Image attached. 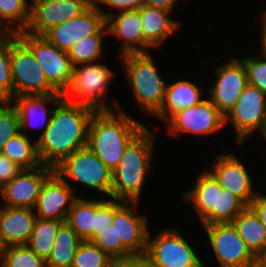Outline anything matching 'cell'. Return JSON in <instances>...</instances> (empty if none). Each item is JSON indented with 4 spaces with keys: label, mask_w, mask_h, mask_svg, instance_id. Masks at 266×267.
I'll return each instance as SVG.
<instances>
[{
    "label": "cell",
    "mask_w": 266,
    "mask_h": 267,
    "mask_svg": "<svg viewBox=\"0 0 266 267\" xmlns=\"http://www.w3.org/2000/svg\"><path fill=\"white\" fill-rule=\"evenodd\" d=\"M0 264V267H47L46 260L27 245L7 247Z\"/></svg>",
    "instance_id": "836d02e7"
},
{
    "label": "cell",
    "mask_w": 266,
    "mask_h": 267,
    "mask_svg": "<svg viewBox=\"0 0 266 267\" xmlns=\"http://www.w3.org/2000/svg\"><path fill=\"white\" fill-rule=\"evenodd\" d=\"M245 69L248 84L266 94V54L260 53L253 58H238Z\"/></svg>",
    "instance_id": "74e56055"
},
{
    "label": "cell",
    "mask_w": 266,
    "mask_h": 267,
    "mask_svg": "<svg viewBox=\"0 0 266 267\" xmlns=\"http://www.w3.org/2000/svg\"><path fill=\"white\" fill-rule=\"evenodd\" d=\"M20 132L19 113L9 100L0 104V152L5 143Z\"/></svg>",
    "instance_id": "d590c367"
},
{
    "label": "cell",
    "mask_w": 266,
    "mask_h": 267,
    "mask_svg": "<svg viewBox=\"0 0 266 267\" xmlns=\"http://www.w3.org/2000/svg\"><path fill=\"white\" fill-rule=\"evenodd\" d=\"M156 132L145 127L126 147L112 171L110 197L125 202H139L141 189L151 168Z\"/></svg>",
    "instance_id": "3957f363"
},
{
    "label": "cell",
    "mask_w": 266,
    "mask_h": 267,
    "mask_svg": "<svg viewBox=\"0 0 266 267\" xmlns=\"http://www.w3.org/2000/svg\"><path fill=\"white\" fill-rule=\"evenodd\" d=\"M121 64L140 109L154 116L162 107L167 84L162 80L157 66L148 53L119 55Z\"/></svg>",
    "instance_id": "277c9868"
},
{
    "label": "cell",
    "mask_w": 266,
    "mask_h": 267,
    "mask_svg": "<svg viewBox=\"0 0 266 267\" xmlns=\"http://www.w3.org/2000/svg\"><path fill=\"white\" fill-rule=\"evenodd\" d=\"M30 7L31 4L27 0H0V27L6 34H16L26 29L30 19ZM12 23L14 28L11 27Z\"/></svg>",
    "instance_id": "4dcf8cb0"
},
{
    "label": "cell",
    "mask_w": 266,
    "mask_h": 267,
    "mask_svg": "<svg viewBox=\"0 0 266 267\" xmlns=\"http://www.w3.org/2000/svg\"><path fill=\"white\" fill-rule=\"evenodd\" d=\"M212 169L208 170L219 182L222 188L229 189L231 193L241 199L247 206L255 199L257 191L253 188L249 171L242 161L233 154H220L215 158Z\"/></svg>",
    "instance_id": "ac0fdd59"
},
{
    "label": "cell",
    "mask_w": 266,
    "mask_h": 267,
    "mask_svg": "<svg viewBox=\"0 0 266 267\" xmlns=\"http://www.w3.org/2000/svg\"><path fill=\"white\" fill-rule=\"evenodd\" d=\"M177 2L179 0H145L144 5L171 12Z\"/></svg>",
    "instance_id": "f6af8a7d"
},
{
    "label": "cell",
    "mask_w": 266,
    "mask_h": 267,
    "mask_svg": "<svg viewBox=\"0 0 266 267\" xmlns=\"http://www.w3.org/2000/svg\"><path fill=\"white\" fill-rule=\"evenodd\" d=\"M65 222L77 233L82 241H92L94 222V200L77 197L67 213Z\"/></svg>",
    "instance_id": "f546056e"
},
{
    "label": "cell",
    "mask_w": 266,
    "mask_h": 267,
    "mask_svg": "<svg viewBox=\"0 0 266 267\" xmlns=\"http://www.w3.org/2000/svg\"><path fill=\"white\" fill-rule=\"evenodd\" d=\"M106 26V19L93 3L80 16L52 27L45 36L60 50L68 52L86 37L98 34Z\"/></svg>",
    "instance_id": "5bb4252c"
},
{
    "label": "cell",
    "mask_w": 266,
    "mask_h": 267,
    "mask_svg": "<svg viewBox=\"0 0 266 267\" xmlns=\"http://www.w3.org/2000/svg\"><path fill=\"white\" fill-rule=\"evenodd\" d=\"M195 180L193 189L185 192L182 197L184 201L193 203L202 220L213 208H216L217 180L208 169H204Z\"/></svg>",
    "instance_id": "484cf974"
},
{
    "label": "cell",
    "mask_w": 266,
    "mask_h": 267,
    "mask_svg": "<svg viewBox=\"0 0 266 267\" xmlns=\"http://www.w3.org/2000/svg\"><path fill=\"white\" fill-rule=\"evenodd\" d=\"M108 267H138V254L111 257Z\"/></svg>",
    "instance_id": "ee69618b"
},
{
    "label": "cell",
    "mask_w": 266,
    "mask_h": 267,
    "mask_svg": "<svg viewBox=\"0 0 266 267\" xmlns=\"http://www.w3.org/2000/svg\"><path fill=\"white\" fill-rule=\"evenodd\" d=\"M138 267H152L147 262L145 254H138Z\"/></svg>",
    "instance_id": "c3c4849f"
},
{
    "label": "cell",
    "mask_w": 266,
    "mask_h": 267,
    "mask_svg": "<svg viewBox=\"0 0 266 267\" xmlns=\"http://www.w3.org/2000/svg\"><path fill=\"white\" fill-rule=\"evenodd\" d=\"M214 70L217 79L209 88L208 98L226 116L248 85L246 72L242 62L236 57H231L222 67Z\"/></svg>",
    "instance_id": "9a60e30c"
},
{
    "label": "cell",
    "mask_w": 266,
    "mask_h": 267,
    "mask_svg": "<svg viewBox=\"0 0 266 267\" xmlns=\"http://www.w3.org/2000/svg\"><path fill=\"white\" fill-rule=\"evenodd\" d=\"M119 107L96 111L88 127L87 147L113 171L127 145L145 128Z\"/></svg>",
    "instance_id": "7a4b0ae2"
},
{
    "label": "cell",
    "mask_w": 266,
    "mask_h": 267,
    "mask_svg": "<svg viewBox=\"0 0 266 267\" xmlns=\"http://www.w3.org/2000/svg\"><path fill=\"white\" fill-rule=\"evenodd\" d=\"M23 169L0 152V189Z\"/></svg>",
    "instance_id": "60d3db41"
},
{
    "label": "cell",
    "mask_w": 266,
    "mask_h": 267,
    "mask_svg": "<svg viewBox=\"0 0 266 267\" xmlns=\"http://www.w3.org/2000/svg\"><path fill=\"white\" fill-rule=\"evenodd\" d=\"M91 242L102 251L106 252L110 257L133 254L122 242H117L115 224H112L108 229L102 231Z\"/></svg>",
    "instance_id": "f35d334b"
},
{
    "label": "cell",
    "mask_w": 266,
    "mask_h": 267,
    "mask_svg": "<svg viewBox=\"0 0 266 267\" xmlns=\"http://www.w3.org/2000/svg\"><path fill=\"white\" fill-rule=\"evenodd\" d=\"M93 3L96 6L103 4L121 11H128L140 9L145 4V0H93Z\"/></svg>",
    "instance_id": "b9f144b4"
},
{
    "label": "cell",
    "mask_w": 266,
    "mask_h": 267,
    "mask_svg": "<svg viewBox=\"0 0 266 267\" xmlns=\"http://www.w3.org/2000/svg\"><path fill=\"white\" fill-rule=\"evenodd\" d=\"M263 24H262V36H260V40H261V49H260V53L266 54V11L263 13Z\"/></svg>",
    "instance_id": "bcb514c9"
},
{
    "label": "cell",
    "mask_w": 266,
    "mask_h": 267,
    "mask_svg": "<svg viewBox=\"0 0 266 267\" xmlns=\"http://www.w3.org/2000/svg\"><path fill=\"white\" fill-rule=\"evenodd\" d=\"M63 223L64 221L37 217L34 230L26 245L39 257L46 260L54 245L59 227Z\"/></svg>",
    "instance_id": "1f68e13d"
},
{
    "label": "cell",
    "mask_w": 266,
    "mask_h": 267,
    "mask_svg": "<svg viewBox=\"0 0 266 267\" xmlns=\"http://www.w3.org/2000/svg\"><path fill=\"white\" fill-rule=\"evenodd\" d=\"M36 219L33 208L0 206V235L7 247L26 245Z\"/></svg>",
    "instance_id": "7402d4cb"
},
{
    "label": "cell",
    "mask_w": 266,
    "mask_h": 267,
    "mask_svg": "<svg viewBox=\"0 0 266 267\" xmlns=\"http://www.w3.org/2000/svg\"><path fill=\"white\" fill-rule=\"evenodd\" d=\"M261 135L264 137V139L266 140V110L264 113V120L260 129Z\"/></svg>",
    "instance_id": "f907efd6"
},
{
    "label": "cell",
    "mask_w": 266,
    "mask_h": 267,
    "mask_svg": "<svg viewBox=\"0 0 266 267\" xmlns=\"http://www.w3.org/2000/svg\"><path fill=\"white\" fill-rule=\"evenodd\" d=\"M81 242L77 233L64 222L59 227L52 250L46 259L47 267H72L76 250Z\"/></svg>",
    "instance_id": "4316f807"
},
{
    "label": "cell",
    "mask_w": 266,
    "mask_h": 267,
    "mask_svg": "<svg viewBox=\"0 0 266 267\" xmlns=\"http://www.w3.org/2000/svg\"><path fill=\"white\" fill-rule=\"evenodd\" d=\"M62 99L63 93L60 92L13 97L10 101L15 105L19 113L20 132L28 135V133L25 132V129H28V127L44 126L41 132L42 136L49 126L54 111V109H47L46 104L54 102L53 105L56 106Z\"/></svg>",
    "instance_id": "44dd1931"
},
{
    "label": "cell",
    "mask_w": 266,
    "mask_h": 267,
    "mask_svg": "<svg viewBox=\"0 0 266 267\" xmlns=\"http://www.w3.org/2000/svg\"><path fill=\"white\" fill-rule=\"evenodd\" d=\"M114 75L108 66L98 61L77 65L73 67L72 77L63 93V99L72 104L91 107L95 111L116 110L120 107L117 101L111 108L105 104L106 100H103Z\"/></svg>",
    "instance_id": "5b68a950"
},
{
    "label": "cell",
    "mask_w": 266,
    "mask_h": 267,
    "mask_svg": "<svg viewBox=\"0 0 266 267\" xmlns=\"http://www.w3.org/2000/svg\"><path fill=\"white\" fill-rule=\"evenodd\" d=\"M138 202L114 199V218L117 242H122L133 254H145L148 237V219L136 212Z\"/></svg>",
    "instance_id": "2e32d148"
},
{
    "label": "cell",
    "mask_w": 266,
    "mask_h": 267,
    "mask_svg": "<svg viewBox=\"0 0 266 267\" xmlns=\"http://www.w3.org/2000/svg\"><path fill=\"white\" fill-rule=\"evenodd\" d=\"M10 58L13 97L58 92L48 83L32 50L16 34H10Z\"/></svg>",
    "instance_id": "8992f818"
},
{
    "label": "cell",
    "mask_w": 266,
    "mask_h": 267,
    "mask_svg": "<svg viewBox=\"0 0 266 267\" xmlns=\"http://www.w3.org/2000/svg\"><path fill=\"white\" fill-rule=\"evenodd\" d=\"M16 35L32 50L36 61L45 72L48 83L56 91L64 93L73 73L68 52L60 50L43 35L24 31Z\"/></svg>",
    "instance_id": "9c48e42d"
},
{
    "label": "cell",
    "mask_w": 266,
    "mask_h": 267,
    "mask_svg": "<svg viewBox=\"0 0 266 267\" xmlns=\"http://www.w3.org/2000/svg\"><path fill=\"white\" fill-rule=\"evenodd\" d=\"M6 249H7V245L4 243L2 236L0 235V263L2 262Z\"/></svg>",
    "instance_id": "681fc988"
},
{
    "label": "cell",
    "mask_w": 266,
    "mask_h": 267,
    "mask_svg": "<svg viewBox=\"0 0 266 267\" xmlns=\"http://www.w3.org/2000/svg\"><path fill=\"white\" fill-rule=\"evenodd\" d=\"M266 110V94L257 87L247 85L235 106L225 116V126L232 124L238 144L261 129Z\"/></svg>",
    "instance_id": "7c38bea8"
},
{
    "label": "cell",
    "mask_w": 266,
    "mask_h": 267,
    "mask_svg": "<svg viewBox=\"0 0 266 267\" xmlns=\"http://www.w3.org/2000/svg\"><path fill=\"white\" fill-rule=\"evenodd\" d=\"M0 92L8 100L13 98L10 34H6L2 39H0Z\"/></svg>",
    "instance_id": "8d00e7d4"
},
{
    "label": "cell",
    "mask_w": 266,
    "mask_h": 267,
    "mask_svg": "<svg viewBox=\"0 0 266 267\" xmlns=\"http://www.w3.org/2000/svg\"><path fill=\"white\" fill-rule=\"evenodd\" d=\"M171 12L143 5L140 8L141 25L144 39L154 48L178 30L179 23L169 18Z\"/></svg>",
    "instance_id": "cb8c5ba5"
},
{
    "label": "cell",
    "mask_w": 266,
    "mask_h": 267,
    "mask_svg": "<svg viewBox=\"0 0 266 267\" xmlns=\"http://www.w3.org/2000/svg\"><path fill=\"white\" fill-rule=\"evenodd\" d=\"M53 172L54 168L45 165L23 169L0 189L2 206L34 208L43 183Z\"/></svg>",
    "instance_id": "e0dca14e"
},
{
    "label": "cell",
    "mask_w": 266,
    "mask_h": 267,
    "mask_svg": "<svg viewBox=\"0 0 266 267\" xmlns=\"http://www.w3.org/2000/svg\"><path fill=\"white\" fill-rule=\"evenodd\" d=\"M96 111L62 99L54 108L49 126L37 141L41 163L55 168L67 156L87 146L88 127Z\"/></svg>",
    "instance_id": "6da1fadb"
},
{
    "label": "cell",
    "mask_w": 266,
    "mask_h": 267,
    "mask_svg": "<svg viewBox=\"0 0 266 267\" xmlns=\"http://www.w3.org/2000/svg\"><path fill=\"white\" fill-rule=\"evenodd\" d=\"M166 124L174 137H177L180 132L211 135L225 126V116L210 99H204L197 106L175 112Z\"/></svg>",
    "instance_id": "4fadbf2b"
},
{
    "label": "cell",
    "mask_w": 266,
    "mask_h": 267,
    "mask_svg": "<svg viewBox=\"0 0 266 267\" xmlns=\"http://www.w3.org/2000/svg\"><path fill=\"white\" fill-rule=\"evenodd\" d=\"M6 35V32L0 27V39Z\"/></svg>",
    "instance_id": "f5cc1de1"
},
{
    "label": "cell",
    "mask_w": 266,
    "mask_h": 267,
    "mask_svg": "<svg viewBox=\"0 0 266 267\" xmlns=\"http://www.w3.org/2000/svg\"><path fill=\"white\" fill-rule=\"evenodd\" d=\"M71 187L66 179L54 171L42 185L33 208L36 216L65 222L73 201L78 197L73 194Z\"/></svg>",
    "instance_id": "d6986e66"
},
{
    "label": "cell",
    "mask_w": 266,
    "mask_h": 267,
    "mask_svg": "<svg viewBox=\"0 0 266 267\" xmlns=\"http://www.w3.org/2000/svg\"><path fill=\"white\" fill-rule=\"evenodd\" d=\"M220 267H250L256 256L250 251L232 223L204 226Z\"/></svg>",
    "instance_id": "30bf717a"
},
{
    "label": "cell",
    "mask_w": 266,
    "mask_h": 267,
    "mask_svg": "<svg viewBox=\"0 0 266 267\" xmlns=\"http://www.w3.org/2000/svg\"><path fill=\"white\" fill-rule=\"evenodd\" d=\"M108 35V28L105 26L98 34L91 35L78 42L68 51V55L73 67L97 62L102 55L103 37Z\"/></svg>",
    "instance_id": "d6a6232c"
},
{
    "label": "cell",
    "mask_w": 266,
    "mask_h": 267,
    "mask_svg": "<svg viewBox=\"0 0 266 267\" xmlns=\"http://www.w3.org/2000/svg\"><path fill=\"white\" fill-rule=\"evenodd\" d=\"M231 223L255 256L266 249V228L250 206L241 211Z\"/></svg>",
    "instance_id": "d4e9b609"
},
{
    "label": "cell",
    "mask_w": 266,
    "mask_h": 267,
    "mask_svg": "<svg viewBox=\"0 0 266 267\" xmlns=\"http://www.w3.org/2000/svg\"><path fill=\"white\" fill-rule=\"evenodd\" d=\"M110 259L92 242L82 241L76 250L72 267H108Z\"/></svg>",
    "instance_id": "e575fe53"
},
{
    "label": "cell",
    "mask_w": 266,
    "mask_h": 267,
    "mask_svg": "<svg viewBox=\"0 0 266 267\" xmlns=\"http://www.w3.org/2000/svg\"><path fill=\"white\" fill-rule=\"evenodd\" d=\"M30 19L24 30L34 35H44L52 27L80 16L93 0H31Z\"/></svg>",
    "instance_id": "8fae6325"
},
{
    "label": "cell",
    "mask_w": 266,
    "mask_h": 267,
    "mask_svg": "<svg viewBox=\"0 0 266 267\" xmlns=\"http://www.w3.org/2000/svg\"><path fill=\"white\" fill-rule=\"evenodd\" d=\"M106 19L108 34L121 38L120 55L128 53H148L152 46L144 39L141 25L140 9L119 11L117 15L104 11V7L97 6Z\"/></svg>",
    "instance_id": "ffe728a7"
},
{
    "label": "cell",
    "mask_w": 266,
    "mask_h": 267,
    "mask_svg": "<svg viewBox=\"0 0 266 267\" xmlns=\"http://www.w3.org/2000/svg\"><path fill=\"white\" fill-rule=\"evenodd\" d=\"M250 207L255 211L266 228V195L257 193L255 199L251 202Z\"/></svg>",
    "instance_id": "7bdbcfd3"
},
{
    "label": "cell",
    "mask_w": 266,
    "mask_h": 267,
    "mask_svg": "<svg viewBox=\"0 0 266 267\" xmlns=\"http://www.w3.org/2000/svg\"><path fill=\"white\" fill-rule=\"evenodd\" d=\"M256 266L266 267V249L256 256Z\"/></svg>",
    "instance_id": "7dc6e473"
},
{
    "label": "cell",
    "mask_w": 266,
    "mask_h": 267,
    "mask_svg": "<svg viewBox=\"0 0 266 267\" xmlns=\"http://www.w3.org/2000/svg\"><path fill=\"white\" fill-rule=\"evenodd\" d=\"M114 199H94V222L92 227V240L102 231H105L113 224Z\"/></svg>",
    "instance_id": "ab89813d"
},
{
    "label": "cell",
    "mask_w": 266,
    "mask_h": 267,
    "mask_svg": "<svg viewBox=\"0 0 266 267\" xmlns=\"http://www.w3.org/2000/svg\"><path fill=\"white\" fill-rule=\"evenodd\" d=\"M247 205L233 195L229 189L222 188L217 181L216 208H213L202 220L204 226L215 223H231Z\"/></svg>",
    "instance_id": "f1b7e54d"
},
{
    "label": "cell",
    "mask_w": 266,
    "mask_h": 267,
    "mask_svg": "<svg viewBox=\"0 0 266 267\" xmlns=\"http://www.w3.org/2000/svg\"><path fill=\"white\" fill-rule=\"evenodd\" d=\"M54 171L62 179L74 180L110 197L112 171L87 146L67 156Z\"/></svg>",
    "instance_id": "ba28073f"
},
{
    "label": "cell",
    "mask_w": 266,
    "mask_h": 267,
    "mask_svg": "<svg viewBox=\"0 0 266 267\" xmlns=\"http://www.w3.org/2000/svg\"><path fill=\"white\" fill-rule=\"evenodd\" d=\"M9 101L1 92H0V104Z\"/></svg>",
    "instance_id": "816d5d0a"
},
{
    "label": "cell",
    "mask_w": 266,
    "mask_h": 267,
    "mask_svg": "<svg viewBox=\"0 0 266 267\" xmlns=\"http://www.w3.org/2000/svg\"><path fill=\"white\" fill-rule=\"evenodd\" d=\"M150 235L145 257L152 267H205L176 228L162 229L154 239Z\"/></svg>",
    "instance_id": "52a82bcc"
},
{
    "label": "cell",
    "mask_w": 266,
    "mask_h": 267,
    "mask_svg": "<svg viewBox=\"0 0 266 267\" xmlns=\"http://www.w3.org/2000/svg\"><path fill=\"white\" fill-rule=\"evenodd\" d=\"M201 92L197 84L188 80L168 84L163 105L154 116L166 122L175 112L200 104L204 100Z\"/></svg>",
    "instance_id": "603a6c76"
},
{
    "label": "cell",
    "mask_w": 266,
    "mask_h": 267,
    "mask_svg": "<svg viewBox=\"0 0 266 267\" xmlns=\"http://www.w3.org/2000/svg\"><path fill=\"white\" fill-rule=\"evenodd\" d=\"M1 153L22 169H33L43 165L38 156L37 141L32 143L28 135L22 132L9 139Z\"/></svg>",
    "instance_id": "83f0119b"
}]
</instances>
